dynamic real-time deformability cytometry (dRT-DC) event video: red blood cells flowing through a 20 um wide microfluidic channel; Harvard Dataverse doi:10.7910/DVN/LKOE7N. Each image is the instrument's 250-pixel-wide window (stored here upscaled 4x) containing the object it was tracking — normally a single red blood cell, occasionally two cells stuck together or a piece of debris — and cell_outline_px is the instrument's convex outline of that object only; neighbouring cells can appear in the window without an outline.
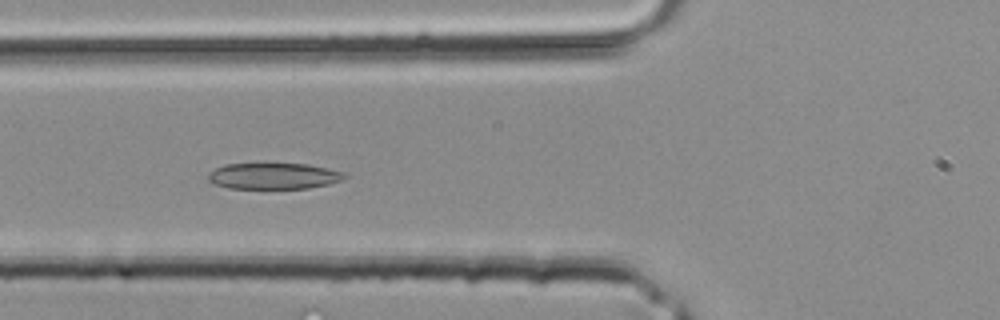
{"species": "common noctule bat (a hibernating species)", "species_latin": "Nyctalus noctula", "temperature_condition": "room temperature", "stored_images_in_passage": 29, "camera_frame_rate_fps": 3000, "um_per_image_px": 0.085, "animal": {"sex": "male", "body_mass_g": 20.4}, "frame": {"image": 1, "passage_image": 5, "time_ms": 1.333, "image_size_px": [1000, 320], "cell_outline_px": [[348, 176], [344, 180], [328, 184], [308, 188], [228, 188], [216, 184], [208, 180], [208, 172], [224, 164], [264, 160], [308, 164], [328, 168], [344, 172]], "centroid_in_image_um": [23.25, 14.89], "position_along_channel_um": 102.6, "area_um2": 21.96}}
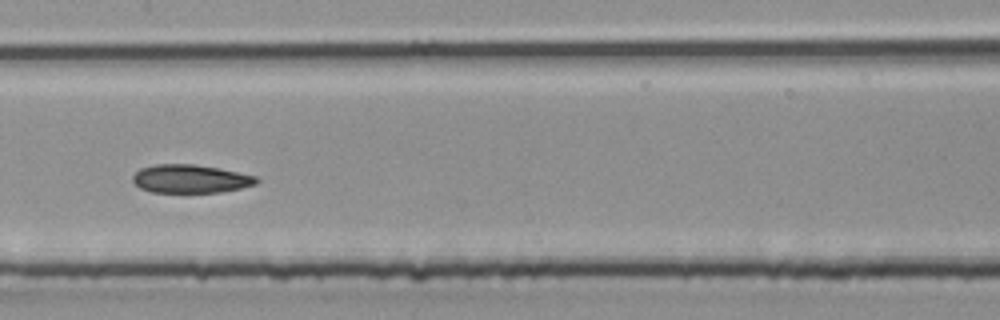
{"frame": {"image": 2, "passage_image": 10, "time_ms": 3.0, "image_size_px": [1000, 320], "cell_outline_px": [[260, 180], [256, 184], [224, 192], [152, 192], [140, 188], [132, 180], [132, 176], [140, 168], [156, 164], [196, 164], [220, 168], [256, 176]], "centroid_in_image_um": [16.2, 15.19], "position_along_channel_um": 191.2, "area_um2": 20.52}}
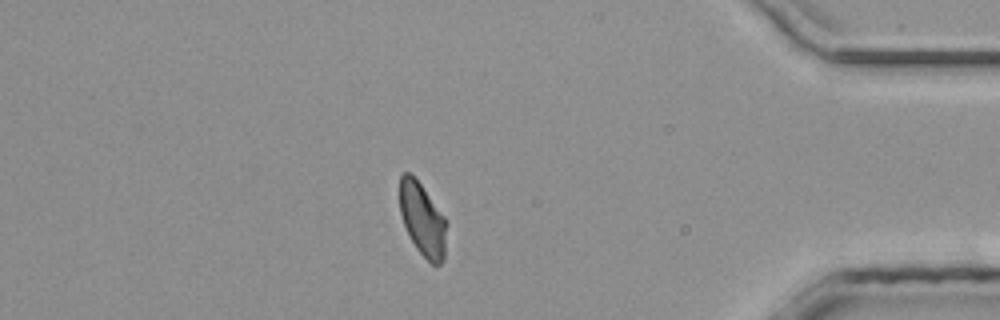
{"frame": {"image": 3, "passage_image": 24, "time_ms": 7.667, "image_size_px": [1000, 320], "cell_outline_px": [[444, 260], [440, 264], [432, 264], [416, 248], [404, 224], [400, 212], [400, 176], [404, 172], [408, 172], [420, 184], [444, 216]], "centroid_in_image_um": [35.88, 18.65], "position_along_channel_um": 399.3, "area_um2": 19.07}}